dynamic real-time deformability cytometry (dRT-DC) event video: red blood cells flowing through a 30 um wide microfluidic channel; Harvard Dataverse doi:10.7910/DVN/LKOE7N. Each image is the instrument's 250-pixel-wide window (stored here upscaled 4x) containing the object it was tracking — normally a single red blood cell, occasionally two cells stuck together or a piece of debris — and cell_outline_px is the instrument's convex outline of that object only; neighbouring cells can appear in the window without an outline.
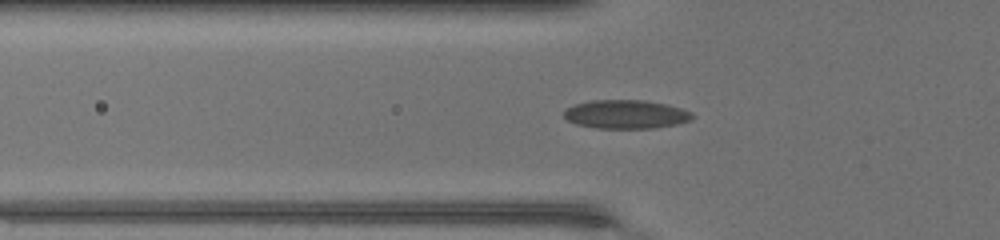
{"species": "common noctule bat (a hibernating species)", "species_latin": "Nyctalus noctula", "temperature_condition": "warm", "stored_images_in_passage": 35, "segment_of_instrument_passage": [1, 2], "camera_frame_rate_fps": 3000, "um_per_image_px": 0.085, "animal": {"sex": "female", "body_mass_g": 17.0, "forearm_length_mm": 48.0}, "frame": {"image": 1, "passage_image": 3, "time_ms": 0.667, "image_size_px": [1000, 240], "cell_outline_px": [[696, 116], [692, 120], [676, 124], [656, 128], [596, 128], [576, 124], [568, 120], [564, 116], [564, 112], [568, 108], [576, 104], [592, 100], [644, 100], [668, 104], [692, 112]], "centroid_in_image_um": [53.26, 9.71], "position_along_channel_um": 72.5, "area_um2": 21.5}}
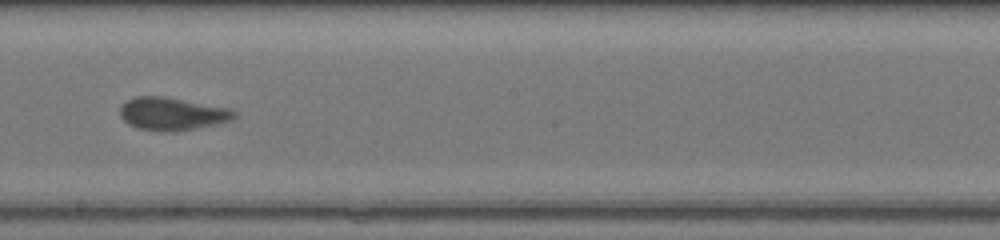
{"frame": {"image": 2, "passage_image": 14, "time_ms": 4.333, "image_size_px": [1000, 240], "cell_outline_px": [[236, 116], [232, 120], [216, 124], [196, 128], [136, 128], [128, 124], [120, 116], [120, 108], [128, 100], [136, 96], [160, 96], [228, 108], [236, 112]], "centroid_in_image_um": [14.63, 9.63], "position_along_channel_um": 233.6, "area_um2": 20.63}}
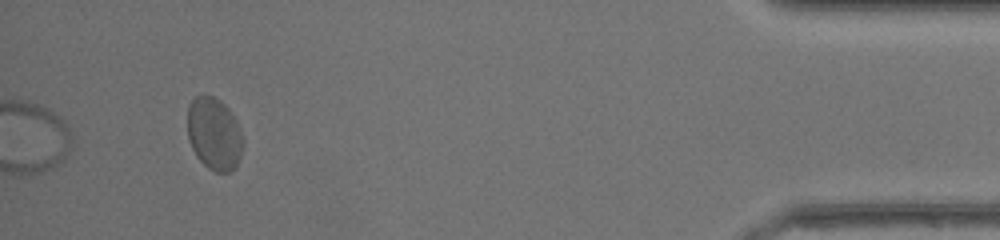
{"frame": {"image": 3, "passage_image": 31, "time_ms": 10.0, "image_size_px": [1000, 240], "cell_outline_px": [[244, 144], [240, 156], [236, 164], [228, 172], [216, 172], [208, 168], [196, 156], [188, 140], [188, 104], [196, 96], [212, 96], [220, 100], [228, 108], [236, 120], [240, 128], [244, 140]], "centroid_in_image_um": [18.21, 11.37], "position_along_channel_um": 417.0, "area_um2": 23.41}}